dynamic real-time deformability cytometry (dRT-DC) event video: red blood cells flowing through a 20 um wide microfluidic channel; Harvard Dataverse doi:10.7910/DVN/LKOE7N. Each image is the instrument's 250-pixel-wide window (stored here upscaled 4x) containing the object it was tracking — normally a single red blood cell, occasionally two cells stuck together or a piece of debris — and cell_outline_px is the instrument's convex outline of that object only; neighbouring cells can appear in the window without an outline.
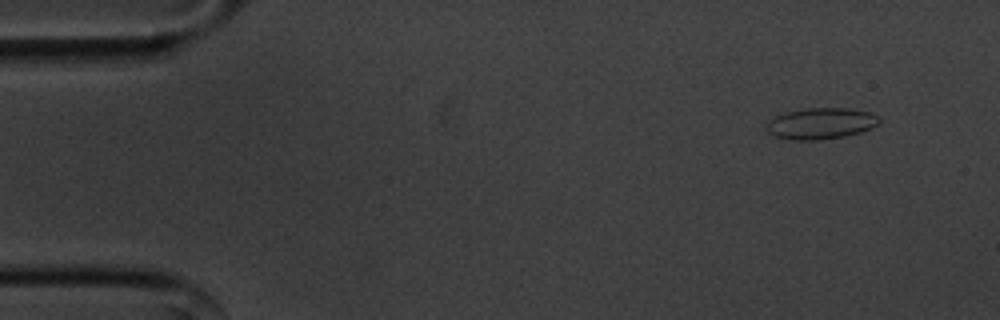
{"species": "common noctule bat (a hibernating species)", "species_latin": "Nyctalus noctula", "temperature_condition": "cold", "stored_images_in_passage": 53, "camera_frame_rate_fps": 3000, "um_per_image_px": 0.085, "animal": {"sex": "male", "body_mass_g": 20.1, "forearm_length_mm": 53.5}, "frame": {"image": 1, "passage_image": 2, "time_ms": 0.333, "image_size_px": [1000, 320], "cell_outline_px": [[880, 120], [872, 128], [860, 132], [844, 136], [816, 140], [792, 140], [776, 136], [768, 132], [764, 128], [776, 116], [788, 112], [808, 108], [848, 108], [868, 112], [876, 116]], "centroid_in_image_um": [69.77, 10.5], "position_along_channel_um": 15.2, "area_um2": 20.11}}
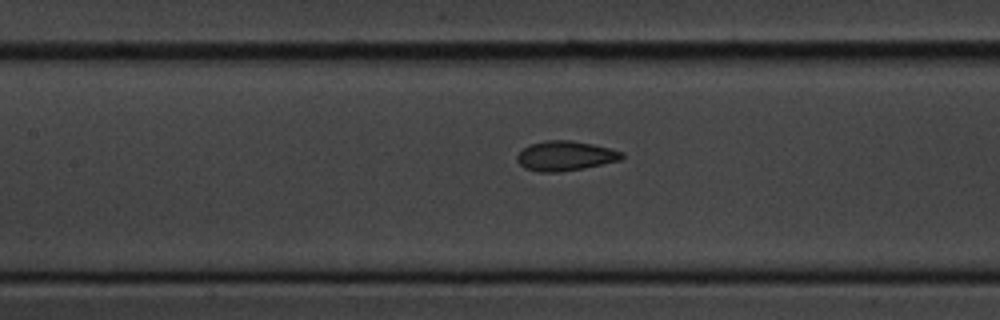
{"frame": {"image": 2, "passage_image": 22, "time_ms": 7.0, "image_size_px": [1000, 320], "cell_outline_px": [[624, 156], [620, 160], [584, 168], [560, 172], [540, 172], [524, 168], [516, 160], [516, 156], [524, 148], [532, 144], [544, 140], [572, 140], [592, 144], [624, 152]], "centroid_in_image_um": [48.04, 13.25], "position_along_channel_um": 159.4, "area_um2": 18.09}}
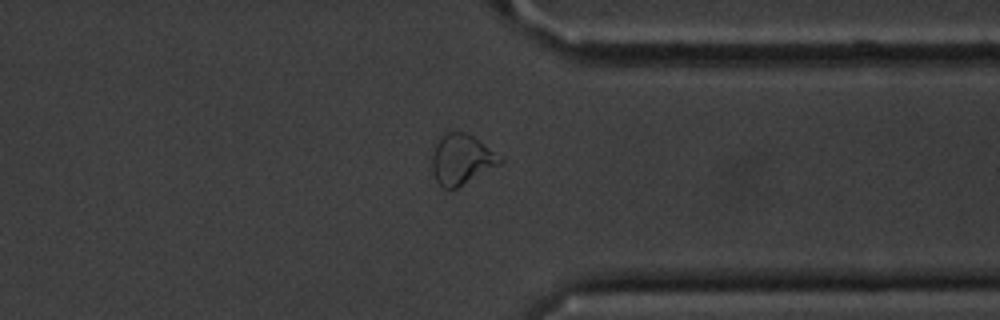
{"frame": {"image": 3, "passage_image": 40, "time_ms": 13.0, "image_size_px": [1000, 320], "cell_outline_px": [[504, 160], [500, 164], [456, 188], [444, 188], [436, 180], [432, 172], [432, 156], [436, 136], [444, 128], [448, 128], [468, 132], [504, 156]], "centroid_in_image_um": [39.21, 13.43], "position_along_channel_um": 372.2, "area_um2": 20.87}, "authors_computed_cell_mechanics": {"area_um2": 18.785, "velocity_mm_per_s": 3.599, "shape_relaxation_time_tau1_ms": 4.0466, "shape_relaxation_time_tau2_ms": 1.3559, "deformation_change_tau1": 0.1032, "deformation_change_tau2": 0.0687}}